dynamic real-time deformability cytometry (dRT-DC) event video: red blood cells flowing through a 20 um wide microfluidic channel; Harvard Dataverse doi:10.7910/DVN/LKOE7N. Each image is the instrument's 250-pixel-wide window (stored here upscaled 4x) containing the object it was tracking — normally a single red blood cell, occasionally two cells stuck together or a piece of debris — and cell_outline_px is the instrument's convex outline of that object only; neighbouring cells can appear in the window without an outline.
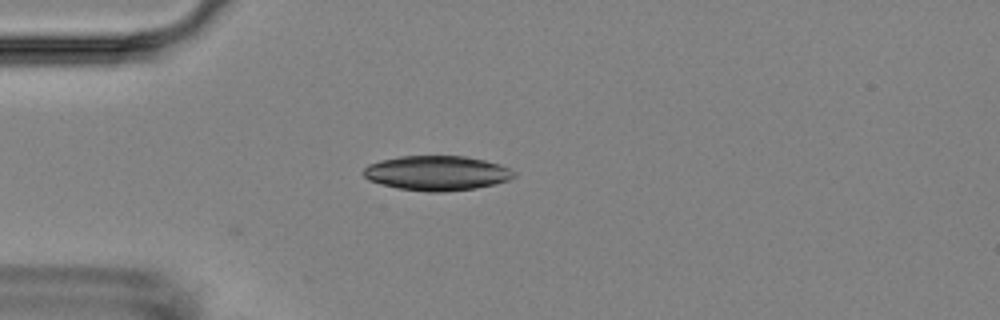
{"species": "Egyptian fruit bat (a non-hibernating species)", "species_latin": "Rousettus aegyptiacus", "temperature_condition": "room temperature", "stored_images_in_passage": 6, "camera_frame_rate_fps": 3000, "um_per_image_px": 0.085, "animal": {"sex": "female"}, "frame": {"image": 1, "passage_image": 4, "time_ms": 3.667, "image_size_px": [1000, 320], "cell_outline_px": [[516, 176], [508, 180], [496, 184], [476, 188], [444, 192], [428, 192], [400, 188], [368, 180], [364, 176], [364, 168], [368, 164], [380, 160], [400, 156], [464, 156], [484, 160], [500, 164], [516, 172]], "centroid_in_image_um": [37.16, 14.71], "position_along_channel_um": 47.8, "area_um2": 30.4}}